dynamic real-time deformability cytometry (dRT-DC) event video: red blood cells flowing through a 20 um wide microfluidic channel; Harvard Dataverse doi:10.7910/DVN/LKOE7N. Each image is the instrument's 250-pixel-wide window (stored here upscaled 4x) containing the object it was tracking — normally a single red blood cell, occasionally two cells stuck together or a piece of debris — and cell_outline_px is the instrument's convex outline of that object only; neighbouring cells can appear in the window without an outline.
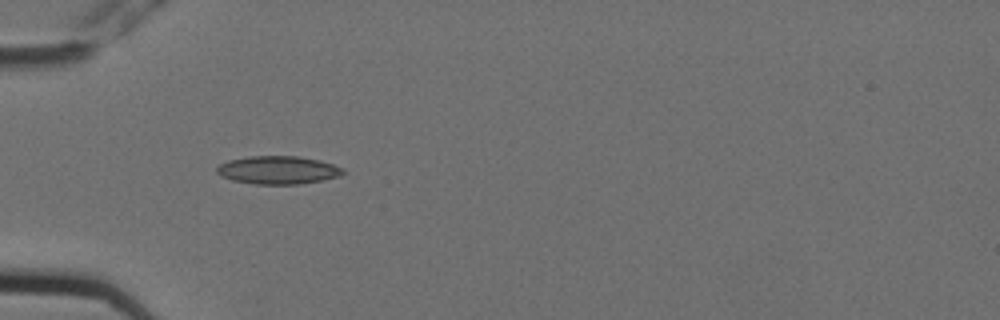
{"species": "Egyptian fruit bat (a non-hibernating species)", "species_latin": "Rousettus aegyptiacus", "temperature_condition": "cold", "stored_images_in_passage": 6, "camera_frame_rate_fps": 3000, "um_per_image_px": 0.085, "animal": {"sex": "female"}, "frame": {"image": 1, "passage_image": 4, "time_ms": 1.0, "image_size_px": [1000, 320], "cell_outline_px": [[344, 172], [340, 176], [300, 184], [256, 184], [232, 180], [220, 176], [216, 172], [216, 168], [220, 164], [228, 160], [248, 156], [300, 156], [320, 160], [344, 168]], "centroid_in_image_um": [23.61, 14.44], "position_along_channel_um": 61.4, "area_um2": 20.69}}
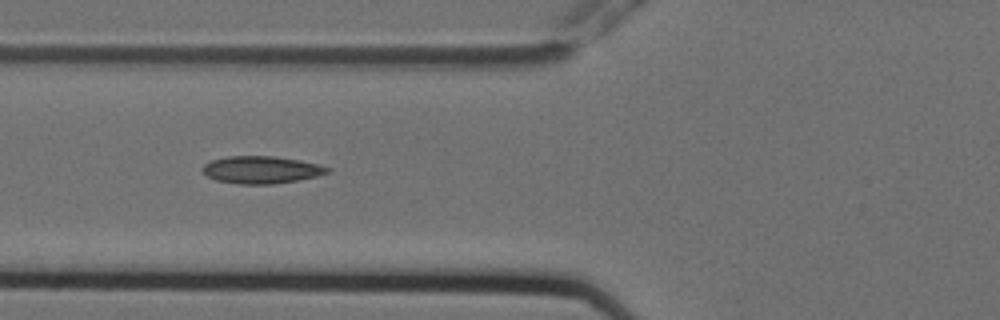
{"frame": {"image": 2, "passage_image": 5, "time_ms": 1.333, "image_size_px": [1000, 320], "cell_outline_px": [[332, 168], [328, 172], [316, 176], [296, 180], [272, 184], [240, 184], [216, 180], [208, 176], [200, 168], [204, 164], [212, 160], [228, 156], [272, 156], [300, 160], [320, 164]], "centroid_in_image_um": [22.21, 14.42], "position_along_channel_um": 103.6, "area_um2": 19.83}}
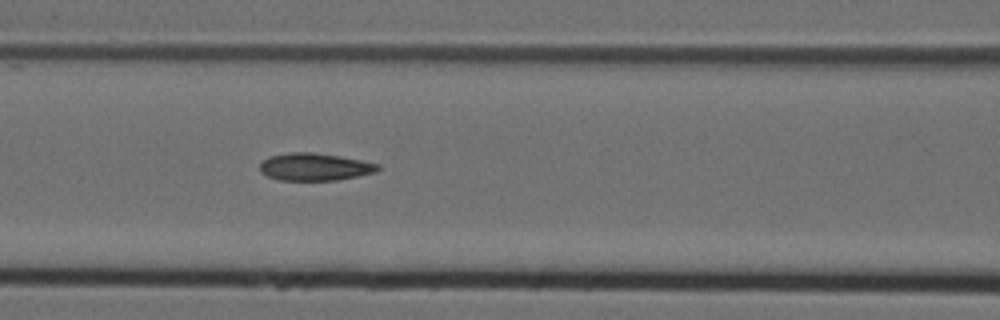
{"frame": {"image": 3, "passage_image": 6, "time_ms": 1.667, "image_size_px": [1000, 320], "cell_outline_px": [[380, 168], [376, 172], [336, 180], [276, 180], [260, 172], [260, 164], [268, 156], [292, 152], [312, 152], [340, 156], [380, 164]], "centroid_in_image_um": [26.73, 14.18], "position_along_channel_um": 139.9, "area_um2": 18.84}}